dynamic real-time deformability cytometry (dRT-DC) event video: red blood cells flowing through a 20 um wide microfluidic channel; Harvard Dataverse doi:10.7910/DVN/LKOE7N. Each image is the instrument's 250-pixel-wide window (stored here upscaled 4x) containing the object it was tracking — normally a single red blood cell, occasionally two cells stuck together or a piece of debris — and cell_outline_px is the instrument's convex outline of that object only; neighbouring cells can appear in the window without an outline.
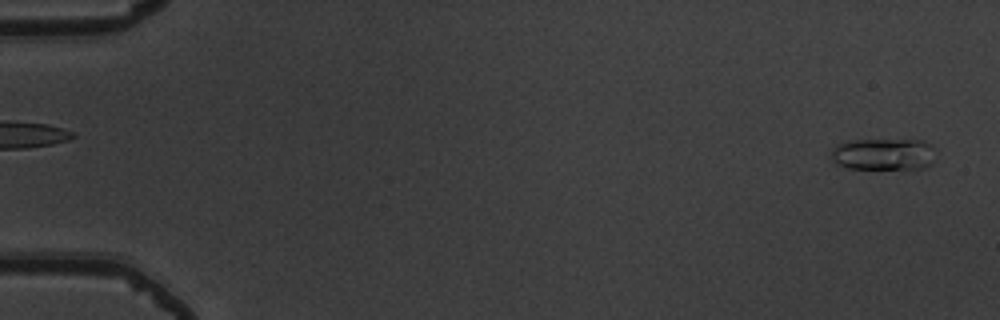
{"species": "common noctule bat (a hibernating species)", "species_latin": "Nyctalus noctula", "temperature_condition": "warm", "stored_images_in_passage": 3, "camera_frame_rate_fps": 3000, "um_per_image_px": 0.085, "animal": {"sex": "male", "body_mass_g": 19.5, "forearm_length_mm": 54.6}, "frame": {"image": 1, "passage_image": 3, "time_ms": 0.667, "image_size_px": [1000, 320], "cell_outline_px": [[936, 148], [932, 164], [924, 168], [848, 168], [832, 160], [832, 152], [840, 144], [856, 140], [924, 140], [932, 144]], "centroid_in_image_um": [75.21, 13.1], "position_along_channel_um": 9.8, "area_um2": 19.13}}